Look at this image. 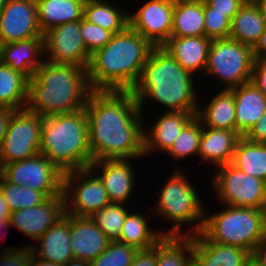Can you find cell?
I'll return each mask as SVG.
<instances>
[{
    "instance_id": "6da1fadb",
    "label": "cell",
    "mask_w": 266,
    "mask_h": 266,
    "mask_svg": "<svg viewBox=\"0 0 266 266\" xmlns=\"http://www.w3.org/2000/svg\"><path fill=\"white\" fill-rule=\"evenodd\" d=\"M93 161L144 157V123L131 91H92L87 100Z\"/></svg>"
},
{
    "instance_id": "7a4b0ae2",
    "label": "cell",
    "mask_w": 266,
    "mask_h": 266,
    "mask_svg": "<svg viewBox=\"0 0 266 266\" xmlns=\"http://www.w3.org/2000/svg\"><path fill=\"white\" fill-rule=\"evenodd\" d=\"M196 79L163 48L154 47L131 93L143 115L146 100L164 107L162 111L197 113L201 91Z\"/></svg>"
},
{
    "instance_id": "3957f363",
    "label": "cell",
    "mask_w": 266,
    "mask_h": 266,
    "mask_svg": "<svg viewBox=\"0 0 266 266\" xmlns=\"http://www.w3.org/2000/svg\"><path fill=\"white\" fill-rule=\"evenodd\" d=\"M154 46L128 26L92 56L87 69L94 91H131Z\"/></svg>"
},
{
    "instance_id": "277c9868",
    "label": "cell",
    "mask_w": 266,
    "mask_h": 266,
    "mask_svg": "<svg viewBox=\"0 0 266 266\" xmlns=\"http://www.w3.org/2000/svg\"><path fill=\"white\" fill-rule=\"evenodd\" d=\"M92 91L87 68L44 60L29 80L26 109L41 117L78 111Z\"/></svg>"
},
{
    "instance_id": "5b68a950",
    "label": "cell",
    "mask_w": 266,
    "mask_h": 266,
    "mask_svg": "<svg viewBox=\"0 0 266 266\" xmlns=\"http://www.w3.org/2000/svg\"><path fill=\"white\" fill-rule=\"evenodd\" d=\"M39 153L64 174L88 168L93 159L86 109L44 117Z\"/></svg>"
},
{
    "instance_id": "8992f818",
    "label": "cell",
    "mask_w": 266,
    "mask_h": 266,
    "mask_svg": "<svg viewBox=\"0 0 266 266\" xmlns=\"http://www.w3.org/2000/svg\"><path fill=\"white\" fill-rule=\"evenodd\" d=\"M182 166L174 171L165 184L159 189L158 201L152 209L156 217L168 220L172 224L169 228H162L159 231L163 235H194L201 232L204 224L205 207L201 197L198 195L197 186L190 181L184 173ZM195 185V186H194ZM196 187V188H195ZM187 224V225H186ZM189 229L182 230L183 226ZM182 230V231H181ZM188 230V231H187ZM187 231V232H185Z\"/></svg>"
},
{
    "instance_id": "52a82bcc",
    "label": "cell",
    "mask_w": 266,
    "mask_h": 266,
    "mask_svg": "<svg viewBox=\"0 0 266 266\" xmlns=\"http://www.w3.org/2000/svg\"><path fill=\"white\" fill-rule=\"evenodd\" d=\"M222 206V211L211 214L205 209L201 232L212 242L253 254L265 240L264 209Z\"/></svg>"
},
{
    "instance_id": "ba28073f",
    "label": "cell",
    "mask_w": 266,
    "mask_h": 266,
    "mask_svg": "<svg viewBox=\"0 0 266 266\" xmlns=\"http://www.w3.org/2000/svg\"><path fill=\"white\" fill-rule=\"evenodd\" d=\"M254 61L252 47L230 38L214 39L204 76L217 78L220 89L231 90L250 81Z\"/></svg>"
},
{
    "instance_id": "9c48e42d",
    "label": "cell",
    "mask_w": 266,
    "mask_h": 266,
    "mask_svg": "<svg viewBox=\"0 0 266 266\" xmlns=\"http://www.w3.org/2000/svg\"><path fill=\"white\" fill-rule=\"evenodd\" d=\"M214 170L210 183L221 205L265 210L266 182L245 174L231 163Z\"/></svg>"
},
{
    "instance_id": "30bf717a",
    "label": "cell",
    "mask_w": 266,
    "mask_h": 266,
    "mask_svg": "<svg viewBox=\"0 0 266 266\" xmlns=\"http://www.w3.org/2000/svg\"><path fill=\"white\" fill-rule=\"evenodd\" d=\"M63 197L65 213L73 216L91 217L111 203L104 184L90 167L64 174Z\"/></svg>"
},
{
    "instance_id": "8fae6325",
    "label": "cell",
    "mask_w": 266,
    "mask_h": 266,
    "mask_svg": "<svg viewBox=\"0 0 266 266\" xmlns=\"http://www.w3.org/2000/svg\"><path fill=\"white\" fill-rule=\"evenodd\" d=\"M43 118L26 108L14 111L0 149V165L18 162L39 153Z\"/></svg>"
},
{
    "instance_id": "7c38bea8",
    "label": "cell",
    "mask_w": 266,
    "mask_h": 266,
    "mask_svg": "<svg viewBox=\"0 0 266 266\" xmlns=\"http://www.w3.org/2000/svg\"><path fill=\"white\" fill-rule=\"evenodd\" d=\"M0 168L2 177L9 183L28 186L48 198L63 196L64 173L40 153L18 162L0 165Z\"/></svg>"
},
{
    "instance_id": "4fadbf2b",
    "label": "cell",
    "mask_w": 266,
    "mask_h": 266,
    "mask_svg": "<svg viewBox=\"0 0 266 266\" xmlns=\"http://www.w3.org/2000/svg\"><path fill=\"white\" fill-rule=\"evenodd\" d=\"M43 39L45 60L88 69L92 55L80 34V20L51 28Z\"/></svg>"
},
{
    "instance_id": "5bb4252c",
    "label": "cell",
    "mask_w": 266,
    "mask_h": 266,
    "mask_svg": "<svg viewBox=\"0 0 266 266\" xmlns=\"http://www.w3.org/2000/svg\"><path fill=\"white\" fill-rule=\"evenodd\" d=\"M174 0H149L134 13L129 12V26L160 47L170 36L173 26Z\"/></svg>"
},
{
    "instance_id": "9a60e30c",
    "label": "cell",
    "mask_w": 266,
    "mask_h": 266,
    "mask_svg": "<svg viewBox=\"0 0 266 266\" xmlns=\"http://www.w3.org/2000/svg\"><path fill=\"white\" fill-rule=\"evenodd\" d=\"M43 37L39 28L37 3L33 0H9L0 13L1 44Z\"/></svg>"
},
{
    "instance_id": "2e32d148",
    "label": "cell",
    "mask_w": 266,
    "mask_h": 266,
    "mask_svg": "<svg viewBox=\"0 0 266 266\" xmlns=\"http://www.w3.org/2000/svg\"><path fill=\"white\" fill-rule=\"evenodd\" d=\"M131 159L93 161L89 166L101 179L111 203L128 204L136 189V170ZM135 182V183H134Z\"/></svg>"
},
{
    "instance_id": "e0dca14e",
    "label": "cell",
    "mask_w": 266,
    "mask_h": 266,
    "mask_svg": "<svg viewBox=\"0 0 266 266\" xmlns=\"http://www.w3.org/2000/svg\"><path fill=\"white\" fill-rule=\"evenodd\" d=\"M64 215V197L54 196L37 206L11 212L10 223L25 236L37 241Z\"/></svg>"
},
{
    "instance_id": "ac0fdd59",
    "label": "cell",
    "mask_w": 266,
    "mask_h": 266,
    "mask_svg": "<svg viewBox=\"0 0 266 266\" xmlns=\"http://www.w3.org/2000/svg\"><path fill=\"white\" fill-rule=\"evenodd\" d=\"M149 127L144 123V157L170 149L182 129L197 113L163 111Z\"/></svg>"
},
{
    "instance_id": "d6986e66",
    "label": "cell",
    "mask_w": 266,
    "mask_h": 266,
    "mask_svg": "<svg viewBox=\"0 0 266 266\" xmlns=\"http://www.w3.org/2000/svg\"><path fill=\"white\" fill-rule=\"evenodd\" d=\"M70 247L73 258L91 262L108 246L110 240L91 217L70 215Z\"/></svg>"
},
{
    "instance_id": "ffe728a7",
    "label": "cell",
    "mask_w": 266,
    "mask_h": 266,
    "mask_svg": "<svg viewBox=\"0 0 266 266\" xmlns=\"http://www.w3.org/2000/svg\"><path fill=\"white\" fill-rule=\"evenodd\" d=\"M211 41L206 36H170L160 47L172 56L186 71L198 78L200 73L202 77L205 72Z\"/></svg>"
},
{
    "instance_id": "44dd1931",
    "label": "cell",
    "mask_w": 266,
    "mask_h": 266,
    "mask_svg": "<svg viewBox=\"0 0 266 266\" xmlns=\"http://www.w3.org/2000/svg\"><path fill=\"white\" fill-rule=\"evenodd\" d=\"M251 256L240 247L212 242L202 232L193 235V261L197 266H245Z\"/></svg>"
},
{
    "instance_id": "7402d4cb",
    "label": "cell",
    "mask_w": 266,
    "mask_h": 266,
    "mask_svg": "<svg viewBox=\"0 0 266 266\" xmlns=\"http://www.w3.org/2000/svg\"><path fill=\"white\" fill-rule=\"evenodd\" d=\"M241 137L234 130L203 127L198 152L200 161L210 168L231 163Z\"/></svg>"
},
{
    "instance_id": "603a6c76",
    "label": "cell",
    "mask_w": 266,
    "mask_h": 266,
    "mask_svg": "<svg viewBox=\"0 0 266 266\" xmlns=\"http://www.w3.org/2000/svg\"><path fill=\"white\" fill-rule=\"evenodd\" d=\"M44 60L43 37H32L2 45L0 61L25 75L29 80Z\"/></svg>"
},
{
    "instance_id": "cb8c5ba5",
    "label": "cell",
    "mask_w": 266,
    "mask_h": 266,
    "mask_svg": "<svg viewBox=\"0 0 266 266\" xmlns=\"http://www.w3.org/2000/svg\"><path fill=\"white\" fill-rule=\"evenodd\" d=\"M37 241L39 247L36 244L30 245L36 257L61 265L73 259L70 247V214L65 213Z\"/></svg>"
},
{
    "instance_id": "d4e9b609",
    "label": "cell",
    "mask_w": 266,
    "mask_h": 266,
    "mask_svg": "<svg viewBox=\"0 0 266 266\" xmlns=\"http://www.w3.org/2000/svg\"><path fill=\"white\" fill-rule=\"evenodd\" d=\"M235 100L236 131L244 137L266 110V96L247 82L231 89Z\"/></svg>"
},
{
    "instance_id": "484cf974",
    "label": "cell",
    "mask_w": 266,
    "mask_h": 266,
    "mask_svg": "<svg viewBox=\"0 0 266 266\" xmlns=\"http://www.w3.org/2000/svg\"><path fill=\"white\" fill-rule=\"evenodd\" d=\"M218 91L205 104L199 98L196 117L203 127L236 131L234 93L227 89Z\"/></svg>"
},
{
    "instance_id": "4316f807",
    "label": "cell",
    "mask_w": 266,
    "mask_h": 266,
    "mask_svg": "<svg viewBox=\"0 0 266 266\" xmlns=\"http://www.w3.org/2000/svg\"><path fill=\"white\" fill-rule=\"evenodd\" d=\"M265 27L259 7L253 0H247L231 21L229 38L254 48Z\"/></svg>"
},
{
    "instance_id": "83f0119b",
    "label": "cell",
    "mask_w": 266,
    "mask_h": 266,
    "mask_svg": "<svg viewBox=\"0 0 266 266\" xmlns=\"http://www.w3.org/2000/svg\"><path fill=\"white\" fill-rule=\"evenodd\" d=\"M36 3L38 24L43 34L53 27L83 18L84 4L78 0H41Z\"/></svg>"
},
{
    "instance_id": "f1b7e54d",
    "label": "cell",
    "mask_w": 266,
    "mask_h": 266,
    "mask_svg": "<svg viewBox=\"0 0 266 266\" xmlns=\"http://www.w3.org/2000/svg\"><path fill=\"white\" fill-rule=\"evenodd\" d=\"M171 36H205L204 1L174 0Z\"/></svg>"
},
{
    "instance_id": "f546056e",
    "label": "cell",
    "mask_w": 266,
    "mask_h": 266,
    "mask_svg": "<svg viewBox=\"0 0 266 266\" xmlns=\"http://www.w3.org/2000/svg\"><path fill=\"white\" fill-rule=\"evenodd\" d=\"M111 0H91L84 4L83 18L92 24L118 34L129 26V11ZM128 11V12H127Z\"/></svg>"
},
{
    "instance_id": "4dcf8cb0",
    "label": "cell",
    "mask_w": 266,
    "mask_h": 266,
    "mask_svg": "<svg viewBox=\"0 0 266 266\" xmlns=\"http://www.w3.org/2000/svg\"><path fill=\"white\" fill-rule=\"evenodd\" d=\"M231 164L245 174L266 182V144L241 137L235 147Z\"/></svg>"
},
{
    "instance_id": "1f68e13d",
    "label": "cell",
    "mask_w": 266,
    "mask_h": 266,
    "mask_svg": "<svg viewBox=\"0 0 266 266\" xmlns=\"http://www.w3.org/2000/svg\"><path fill=\"white\" fill-rule=\"evenodd\" d=\"M145 213L130 212L122 226L118 241L140 249L152 248L164 235L151 228Z\"/></svg>"
},
{
    "instance_id": "d6a6232c",
    "label": "cell",
    "mask_w": 266,
    "mask_h": 266,
    "mask_svg": "<svg viewBox=\"0 0 266 266\" xmlns=\"http://www.w3.org/2000/svg\"><path fill=\"white\" fill-rule=\"evenodd\" d=\"M29 79L0 61V106L26 108Z\"/></svg>"
},
{
    "instance_id": "836d02e7",
    "label": "cell",
    "mask_w": 266,
    "mask_h": 266,
    "mask_svg": "<svg viewBox=\"0 0 266 266\" xmlns=\"http://www.w3.org/2000/svg\"><path fill=\"white\" fill-rule=\"evenodd\" d=\"M193 260V235H164L157 242L156 266H188Z\"/></svg>"
},
{
    "instance_id": "e575fe53",
    "label": "cell",
    "mask_w": 266,
    "mask_h": 266,
    "mask_svg": "<svg viewBox=\"0 0 266 266\" xmlns=\"http://www.w3.org/2000/svg\"><path fill=\"white\" fill-rule=\"evenodd\" d=\"M203 132L201 121L195 116L180 132L174 140L173 145L166 152L171 161L178 163L189 159V157H198L199 144ZM188 157V158H187ZM182 159V160H181Z\"/></svg>"
},
{
    "instance_id": "d590c367",
    "label": "cell",
    "mask_w": 266,
    "mask_h": 266,
    "mask_svg": "<svg viewBox=\"0 0 266 266\" xmlns=\"http://www.w3.org/2000/svg\"><path fill=\"white\" fill-rule=\"evenodd\" d=\"M127 206L122 203H110L91 216L110 241L119 240L127 215L133 211L129 210Z\"/></svg>"
},
{
    "instance_id": "8d00e7d4",
    "label": "cell",
    "mask_w": 266,
    "mask_h": 266,
    "mask_svg": "<svg viewBox=\"0 0 266 266\" xmlns=\"http://www.w3.org/2000/svg\"><path fill=\"white\" fill-rule=\"evenodd\" d=\"M0 192L8 203L11 212L30 208L44 203L48 197L28 186H21L7 182L3 177L0 179Z\"/></svg>"
},
{
    "instance_id": "74e56055",
    "label": "cell",
    "mask_w": 266,
    "mask_h": 266,
    "mask_svg": "<svg viewBox=\"0 0 266 266\" xmlns=\"http://www.w3.org/2000/svg\"><path fill=\"white\" fill-rule=\"evenodd\" d=\"M138 250L118 240L110 241L107 248L90 262V266H130Z\"/></svg>"
},
{
    "instance_id": "f35d334b",
    "label": "cell",
    "mask_w": 266,
    "mask_h": 266,
    "mask_svg": "<svg viewBox=\"0 0 266 266\" xmlns=\"http://www.w3.org/2000/svg\"><path fill=\"white\" fill-rule=\"evenodd\" d=\"M205 36L211 40L229 38L231 21L222 13L212 12V8L204 1Z\"/></svg>"
},
{
    "instance_id": "ab89813d",
    "label": "cell",
    "mask_w": 266,
    "mask_h": 266,
    "mask_svg": "<svg viewBox=\"0 0 266 266\" xmlns=\"http://www.w3.org/2000/svg\"><path fill=\"white\" fill-rule=\"evenodd\" d=\"M80 34L85 42L86 49L91 55L103 48L114 35L109 30L92 24L84 18L80 20Z\"/></svg>"
},
{
    "instance_id": "60d3db41",
    "label": "cell",
    "mask_w": 266,
    "mask_h": 266,
    "mask_svg": "<svg viewBox=\"0 0 266 266\" xmlns=\"http://www.w3.org/2000/svg\"><path fill=\"white\" fill-rule=\"evenodd\" d=\"M31 246L12 247L0 251V266H24L31 257Z\"/></svg>"
},
{
    "instance_id": "b9f144b4",
    "label": "cell",
    "mask_w": 266,
    "mask_h": 266,
    "mask_svg": "<svg viewBox=\"0 0 266 266\" xmlns=\"http://www.w3.org/2000/svg\"><path fill=\"white\" fill-rule=\"evenodd\" d=\"M247 0H206L212 12L224 14L230 21L238 13Z\"/></svg>"
},
{
    "instance_id": "7bdbcfd3",
    "label": "cell",
    "mask_w": 266,
    "mask_h": 266,
    "mask_svg": "<svg viewBox=\"0 0 266 266\" xmlns=\"http://www.w3.org/2000/svg\"><path fill=\"white\" fill-rule=\"evenodd\" d=\"M250 82L266 96V63L263 60L254 61Z\"/></svg>"
},
{
    "instance_id": "ee69618b",
    "label": "cell",
    "mask_w": 266,
    "mask_h": 266,
    "mask_svg": "<svg viewBox=\"0 0 266 266\" xmlns=\"http://www.w3.org/2000/svg\"><path fill=\"white\" fill-rule=\"evenodd\" d=\"M157 265V243L149 249L138 250L130 266H156Z\"/></svg>"
},
{
    "instance_id": "f6af8a7d",
    "label": "cell",
    "mask_w": 266,
    "mask_h": 266,
    "mask_svg": "<svg viewBox=\"0 0 266 266\" xmlns=\"http://www.w3.org/2000/svg\"><path fill=\"white\" fill-rule=\"evenodd\" d=\"M244 137L251 142L266 144V110Z\"/></svg>"
},
{
    "instance_id": "bcb514c9",
    "label": "cell",
    "mask_w": 266,
    "mask_h": 266,
    "mask_svg": "<svg viewBox=\"0 0 266 266\" xmlns=\"http://www.w3.org/2000/svg\"><path fill=\"white\" fill-rule=\"evenodd\" d=\"M14 111V109L0 106V149Z\"/></svg>"
},
{
    "instance_id": "7dc6e473",
    "label": "cell",
    "mask_w": 266,
    "mask_h": 266,
    "mask_svg": "<svg viewBox=\"0 0 266 266\" xmlns=\"http://www.w3.org/2000/svg\"><path fill=\"white\" fill-rule=\"evenodd\" d=\"M253 56L255 60H264L266 59V27L262 33L260 40L253 48Z\"/></svg>"
},
{
    "instance_id": "c3c4849f",
    "label": "cell",
    "mask_w": 266,
    "mask_h": 266,
    "mask_svg": "<svg viewBox=\"0 0 266 266\" xmlns=\"http://www.w3.org/2000/svg\"><path fill=\"white\" fill-rule=\"evenodd\" d=\"M252 256L261 266H266V239L256 248Z\"/></svg>"
},
{
    "instance_id": "681fc988",
    "label": "cell",
    "mask_w": 266,
    "mask_h": 266,
    "mask_svg": "<svg viewBox=\"0 0 266 266\" xmlns=\"http://www.w3.org/2000/svg\"><path fill=\"white\" fill-rule=\"evenodd\" d=\"M11 211L8 203L5 201L4 196L0 192V221L10 220Z\"/></svg>"
},
{
    "instance_id": "f907efd6",
    "label": "cell",
    "mask_w": 266,
    "mask_h": 266,
    "mask_svg": "<svg viewBox=\"0 0 266 266\" xmlns=\"http://www.w3.org/2000/svg\"><path fill=\"white\" fill-rule=\"evenodd\" d=\"M30 260L35 264V266H63L58 263L38 258L33 253H31Z\"/></svg>"
},
{
    "instance_id": "816d5d0a",
    "label": "cell",
    "mask_w": 266,
    "mask_h": 266,
    "mask_svg": "<svg viewBox=\"0 0 266 266\" xmlns=\"http://www.w3.org/2000/svg\"><path fill=\"white\" fill-rule=\"evenodd\" d=\"M63 266H90V262L73 258L64 263Z\"/></svg>"
},
{
    "instance_id": "f5cc1de1",
    "label": "cell",
    "mask_w": 266,
    "mask_h": 266,
    "mask_svg": "<svg viewBox=\"0 0 266 266\" xmlns=\"http://www.w3.org/2000/svg\"><path fill=\"white\" fill-rule=\"evenodd\" d=\"M261 11L262 17L266 24V0H253Z\"/></svg>"
},
{
    "instance_id": "db71d44e",
    "label": "cell",
    "mask_w": 266,
    "mask_h": 266,
    "mask_svg": "<svg viewBox=\"0 0 266 266\" xmlns=\"http://www.w3.org/2000/svg\"><path fill=\"white\" fill-rule=\"evenodd\" d=\"M10 227H12V226H11V223H10V220H8V221H0V232H1V233H3L4 230L7 231ZM1 233H0V235H2ZM6 234H8V232H7V233L5 232V235H6ZM3 235H4V234H3ZM4 237H5V236H4Z\"/></svg>"
},
{
    "instance_id": "11a10c76",
    "label": "cell",
    "mask_w": 266,
    "mask_h": 266,
    "mask_svg": "<svg viewBox=\"0 0 266 266\" xmlns=\"http://www.w3.org/2000/svg\"><path fill=\"white\" fill-rule=\"evenodd\" d=\"M245 266H261L257 260L251 256V258L246 262Z\"/></svg>"
},
{
    "instance_id": "9f6ffc18",
    "label": "cell",
    "mask_w": 266,
    "mask_h": 266,
    "mask_svg": "<svg viewBox=\"0 0 266 266\" xmlns=\"http://www.w3.org/2000/svg\"><path fill=\"white\" fill-rule=\"evenodd\" d=\"M9 0H0V13L1 11L3 10V8L5 7L6 3L8 2Z\"/></svg>"
},
{
    "instance_id": "6f0895ef",
    "label": "cell",
    "mask_w": 266,
    "mask_h": 266,
    "mask_svg": "<svg viewBox=\"0 0 266 266\" xmlns=\"http://www.w3.org/2000/svg\"><path fill=\"white\" fill-rule=\"evenodd\" d=\"M24 266H35V264L29 259Z\"/></svg>"
},
{
    "instance_id": "680465c9",
    "label": "cell",
    "mask_w": 266,
    "mask_h": 266,
    "mask_svg": "<svg viewBox=\"0 0 266 266\" xmlns=\"http://www.w3.org/2000/svg\"><path fill=\"white\" fill-rule=\"evenodd\" d=\"M264 225H265V239H266V208L264 210Z\"/></svg>"
},
{
    "instance_id": "91938a15",
    "label": "cell",
    "mask_w": 266,
    "mask_h": 266,
    "mask_svg": "<svg viewBox=\"0 0 266 266\" xmlns=\"http://www.w3.org/2000/svg\"><path fill=\"white\" fill-rule=\"evenodd\" d=\"M188 266H197V265H196L195 262L192 260V261L188 264Z\"/></svg>"
},
{
    "instance_id": "94428289",
    "label": "cell",
    "mask_w": 266,
    "mask_h": 266,
    "mask_svg": "<svg viewBox=\"0 0 266 266\" xmlns=\"http://www.w3.org/2000/svg\"><path fill=\"white\" fill-rule=\"evenodd\" d=\"M78 1L82 2L83 4H86V3H88L91 0H78Z\"/></svg>"
},
{
    "instance_id": "6125c7cd",
    "label": "cell",
    "mask_w": 266,
    "mask_h": 266,
    "mask_svg": "<svg viewBox=\"0 0 266 266\" xmlns=\"http://www.w3.org/2000/svg\"><path fill=\"white\" fill-rule=\"evenodd\" d=\"M1 51H2V44H1V41H0V59H1Z\"/></svg>"
},
{
    "instance_id": "be15d7a7",
    "label": "cell",
    "mask_w": 266,
    "mask_h": 266,
    "mask_svg": "<svg viewBox=\"0 0 266 266\" xmlns=\"http://www.w3.org/2000/svg\"><path fill=\"white\" fill-rule=\"evenodd\" d=\"M1 177H2V170H1V168H0V179H1Z\"/></svg>"
}]
</instances>
